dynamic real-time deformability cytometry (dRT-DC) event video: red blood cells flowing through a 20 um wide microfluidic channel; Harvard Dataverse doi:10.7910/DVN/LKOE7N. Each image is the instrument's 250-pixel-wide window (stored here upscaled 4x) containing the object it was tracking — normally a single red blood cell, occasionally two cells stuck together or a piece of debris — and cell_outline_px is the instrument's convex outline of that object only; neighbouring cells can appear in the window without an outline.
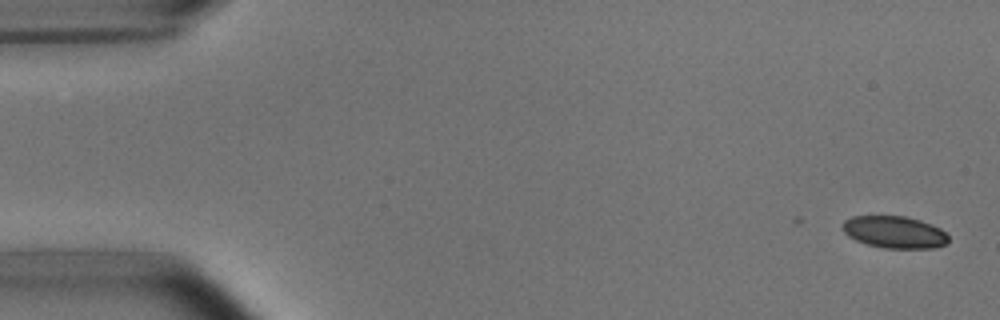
{"species": "common noctule bat (a hibernating species)", "species_latin": "Nyctalus noctula", "temperature_condition": "room temperature", "stored_images_in_passage": 5, "camera_frame_rate_fps": 3000, "um_per_image_px": 0.085, "animal": {"sex": "male", "body_mass_g": 15.6}, "frame": {"image": 1, "passage_image": 1, "time_ms": 0.0, "image_size_px": [1000, 320], "cell_outline_px": [[948, 240], [944, 244], [932, 248], [884, 248], [868, 244], [856, 240], [848, 236], [840, 228], [844, 220], [852, 216], [904, 216], [920, 220], [932, 224], [940, 228], [948, 236]], "centroid_in_image_um": [75.99, 19.72], "position_along_channel_um": 9.0, "area_um2": 19.77}}
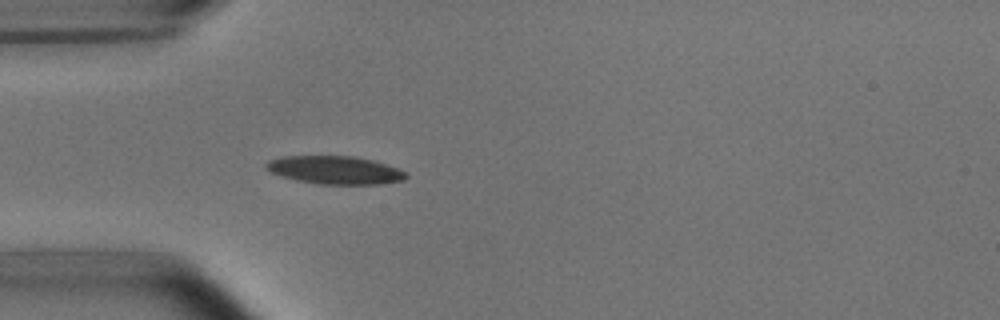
{"frame": {"image": 2, "passage_image": 5, "time_ms": 4.667, "image_size_px": [1000, 320], "cell_outline_px": [[408, 176], [404, 180], [380, 184], [316, 184], [296, 180], [272, 172], [264, 168], [264, 164], [268, 160], [280, 156], [352, 156], [372, 160], [408, 172]], "centroid_in_image_um": [28.45, 14.45], "position_along_channel_um": 56.5, "area_um2": 22.89}}